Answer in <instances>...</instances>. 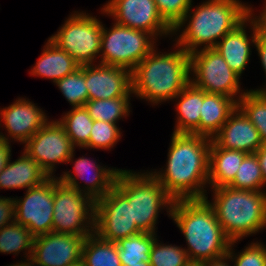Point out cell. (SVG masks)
Wrapping results in <instances>:
<instances>
[{
    "mask_svg": "<svg viewBox=\"0 0 266 266\" xmlns=\"http://www.w3.org/2000/svg\"><path fill=\"white\" fill-rule=\"evenodd\" d=\"M171 136L166 168L150 173L174 200L204 199L209 185L212 138L175 133Z\"/></svg>",
    "mask_w": 266,
    "mask_h": 266,
    "instance_id": "6da1fadb",
    "label": "cell"
},
{
    "mask_svg": "<svg viewBox=\"0 0 266 266\" xmlns=\"http://www.w3.org/2000/svg\"><path fill=\"white\" fill-rule=\"evenodd\" d=\"M249 6L240 0H207L194 10L191 5L173 28L175 36L185 27L174 41L188 54L214 48L226 34L249 17Z\"/></svg>",
    "mask_w": 266,
    "mask_h": 266,
    "instance_id": "7a4b0ae2",
    "label": "cell"
},
{
    "mask_svg": "<svg viewBox=\"0 0 266 266\" xmlns=\"http://www.w3.org/2000/svg\"><path fill=\"white\" fill-rule=\"evenodd\" d=\"M174 45L177 49L169 53L154 48L131 71L133 95L158 105L172 101L190 83V54Z\"/></svg>",
    "mask_w": 266,
    "mask_h": 266,
    "instance_id": "3957f363",
    "label": "cell"
},
{
    "mask_svg": "<svg viewBox=\"0 0 266 266\" xmlns=\"http://www.w3.org/2000/svg\"><path fill=\"white\" fill-rule=\"evenodd\" d=\"M170 218L186 239L190 262L203 263L227 255L231 241L205 198L174 200Z\"/></svg>",
    "mask_w": 266,
    "mask_h": 266,
    "instance_id": "277c9868",
    "label": "cell"
},
{
    "mask_svg": "<svg viewBox=\"0 0 266 266\" xmlns=\"http://www.w3.org/2000/svg\"><path fill=\"white\" fill-rule=\"evenodd\" d=\"M213 207L225 236L230 241L258 233L266 228V192L233 189L229 186L212 188ZM265 227V228H264Z\"/></svg>",
    "mask_w": 266,
    "mask_h": 266,
    "instance_id": "5b68a950",
    "label": "cell"
},
{
    "mask_svg": "<svg viewBox=\"0 0 266 266\" xmlns=\"http://www.w3.org/2000/svg\"><path fill=\"white\" fill-rule=\"evenodd\" d=\"M115 186L128 198L131 204L132 222L141 232L156 233L159 211L167 209L171 215L174 199L161 183L148 172L120 169Z\"/></svg>",
    "mask_w": 266,
    "mask_h": 266,
    "instance_id": "8992f818",
    "label": "cell"
},
{
    "mask_svg": "<svg viewBox=\"0 0 266 266\" xmlns=\"http://www.w3.org/2000/svg\"><path fill=\"white\" fill-rule=\"evenodd\" d=\"M148 32L114 23L111 29L102 24L101 51L98 63L132 71L156 46Z\"/></svg>",
    "mask_w": 266,
    "mask_h": 266,
    "instance_id": "52a82bcc",
    "label": "cell"
},
{
    "mask_svg": "<svg viewBox=\"0 0 266 266\" xmlns=\"http://www.w3.org/2000/svg\"><path fill=\"white\" fill-rule=\"evenodd\" d=\"M102 22L95 16L75 11L49 39L80 65L97 63L101 51Z\"/></svg>",
    "mask_w": 266,
    "mask_h": 266,
    "instance_id": "ba28073f",
    "label": "cell"
},
{
    "mask_svg": "<svg viewBox=\"0 0 266 266\" xmlns=\"http://www.w3.org/2000/svg\"><path fill=\"white\" fill-rule=\"evenodd\" d=\"M53 232L89 236L94 233L95 201L54 177Z\"/></svg>",
    "mask_w": 266,
    "mask_h": 266,
    "instance_id": "9c48e42d",
    "label": "cell"
},
{
    "mask_svg": "<svg viewBox=\"0 0 266 266\" xmlns=\"http://www.w3.org/2000/svg\"><path fill=\"white\" fill-rule=\"evenodd\" d=\"M190 75H193L190 83L196 88L206 93L228 96L237 102L247 91L241 90V77L214 48L201 49L190 54Z\"/></svg>",
    "mask_w": 266,
    "mask_h": 266,
    "instance_id": "30bf717a",
    "label": "cell"
},
{
    "mask_svg": "<svg viewBox=\"0 0 266 266\" xmlns=\"http://www.w3.org/2000/svg\"><path fill=\"white\" fill-rule=\"evenodd\" d=\"M24 152L39 164L48 177H55L56 164L73 163L75 146L58 120H48L25 143Z\"/></svg>",
    "mask_w": 266,
    "mask_h": 266,
    "instance_id": "8fae6325",
    "label": "cell"
},
{
    "mask_svg": "<svg viewBox=\"0 0 266 266\" xmlns=\"http://www.w3.org/2000/svg\"><path fill=\"white\" fill-rule=\"evenodd\" d=\"M94 233L104 240L117 243L120 239L141 233L132 222L131 204L114 185L95 201Z\"/></svg>",
    "mask_w": 266,
    "mask_h": 266,
    "instance_id": "7c38bea8",
    "label": "cell"
},
{
    "mask_svg": "<svg viewBox=\"0 0 266 266\" xmlns=\"http://www.w3.org/2000/svg\"><path fill=\"white\" fill-rule=\"evenodd\" d=\"M101 13L113 17L117 24L148 32L157 40L173 35V28L162 18L154 0H109Z\"/></svg>",
    "mask_w": 266,
    "mask_h": 266,
    "instance_id": "4fadbf2b",
    "label": "cell"
},
{
    "mask_svg": "<svg viewBox=\"0 0 266 266\" xmlns=\"http://www.w3.org/2000/svg\"><path fill=\"white\" fill-rule=\"evenodd\" d=\"M54 177L26 190L24 198L15 200V221L24 225L35 237L53 228Z\"/></svg>",
    "mask_w": 266,
    "mask_h": 266,
    "instance_id": "5bb4252c",
    "label": "cell"
},
{
    "mask_svg": "<svg viewBox=\"0 0 266 266\" xmlns=\"http://www.w3.org/2000/svg\"><path fill=\"white\" fill-rule=\"evenodd\" d=\"M87 236L49 232L36 236L29 264L32 266H72L81 263Z\"/></svg>",
    "mask_w": 266,
    "mask_h": 266,
    "instance_id": "9a60e30c",
    "label": "cell"
},
{
    "mask_svg": "<svg viewBox=\"0 0 266 266\" xmlns=\"http://www.w3.org/2000/svg\"><path fill=\"white\" fill-rule=\"evenodd\" d=\"M0 116V122L4 123L0 126L4 125L8 133L0 132V138L20 144H25L49 119L42 109L26 98H18L13 104L1 108Z\"/></svg>",
    "mask_w": 266,
    "mask_h": 266,
    "instance_id": "2e32d148",
    "label": "cell"
},
{
    "mask_svg": "<svg viewBox=\"0 0 266 266\" xmlns=\"http://www.w3.org/2000/svg\"><path fill=\"white\" fill-rule=\"evenodd\" d=\"M88 100L131 97V71L123 67L103 65H83Z\"/></svg>",
    "mask_w": 266,
    "mask_h": 266,
    "instance_id": "e0dca14e",
    "label": "cell"
},
{
    "mask_svg": "<svg viewBox=\"0 0 266 266\" xmlns=\"http://www.w3.org/2000/svg\"><path fill=\"white\" fill-rule=\"evenodd\" d=\"M73 174L70 171H65L58 180L68 185L73 189H77L79 192L87 194L94 201L102 198L107 192H109L115 185V180L120 169L108 168L97 164L96 161L90 160L84 156L75 159ZM90 174L89 179H86L85 174ZM75 174V175H74ZM78 178L84 180V187L81 189Z\"/></svg>",
    "mask_w": 266,
    "mask_h": 266,
    "instance_id": "ac0fdd59",
    "label": "cell"
},
{
    "mask_svg": "<svg viewBox=\"0 0 266 266\" xmlns=\"http://www.w3.org/2000/svg\"><path fill=\"white\" fill-rule=\"evenodd\" d=\"M212 141L219 148L243 151L247 154L256 153L263 145L259 131L238 107Z\"/></svg>",
    "mask_w": 266,
    "mask_h": 266,
    "instance_id": "d6986e66",
    "label": "cell"
},
{
    "mask_svg": "<svg viewBox=\"0 0 266 266\" xmlns=\"http://www.w3.org/2000/svg\"><path fill=\"white\" fill-rule=\"evenodd\" d=\"M247 26H250L249 29L253 32L251 36L245 30L248 28ZM257 33L256 23L248 17L235 30L226 34L214 47L229 67L239 76L242 75L249 63L252 52L251 46L255 45Z\"/></svg>",
    "mask_w": 266,
    "mask_h": 266,
    "instance_id": "ffe728a7",
    "label": "cell"
},
{
    "mask_svg": "<svg viewBox=\"0 0 266 266\" xmlns=\"http://www.w3.org/2000/svg\"><path fill=\"white\" fill-rule=\"evenodd\" d=\"M15 161L9 160L0 173V189L26 190L39 186L49 177L39 164L29 157L24 151Z\"/></svg>",
    "mask_w": 266,
    "mask_h": 266,
    "instance_id": "44dd1931",
    "label": "cell"
},
{
    "mask_svg": "<svg viewBox=\"0 0 266 266\" xmlns=\"http://www.w3.org/2000/svg\"><path fill=\"white\" fill-rule=\"evenodd\" d=\"M79 67L80 65L73 57L48 39L43 52L29 73L36 77L50 79L55 84Z\"/></svg>",
    "mask_w": 266,
    "mask_h": 266,
    "instance_id": "7402d4cb",
    "label": "cell"
},
{
    "mask_svg": "<svg viewBox=\"0 0 266 266\" xmlns=\"http://www.w3.org/2000/svg\"><path fill=\"white\" fill-rule=\"evenodd\" d=\"M237 107L238 102L233 98L203 91L199 135L213 138Z\"/></svg>",
    "mask_w": 266,
    "mask_h": 266,
    "instance_id": "603a6c76",
    "label": "cell"
},
{
    "mask_svg": "<svg viewBox=\"0 0 266 266\" xmlns=\"http://www.w3.org/2000/svg\"><path fill=\"white\" fill-rule=\"evenodd\" d=\"M173 99L178 101L175 105L177 119L173 133L199 135L203 90L189 83Z\"/></svg>",
    "mask_w": 266,
    "mask_h": 266,
    "instance_id": "cb8c5ba5",
    "label": "cell"
},
{
    "mask_svg": "<svg viewBox=\"0 0 266 266\" xmlns=\"http://www.w3.org/2000/svg\"><path fill=\"white\" fill-rule=\"evenodd\" d=\"M247 153L219 148L213 141L209 151V186H228L235 178L238 168Z\"/></svg>",
    "mask_w": 266,
    "mask_h": 266,
    "instance_id": "d4e9b609",
    "label": "cell"
},
{
    "mask_svg": "<svg viewBox=\"0 0 266 266\" xmlns=\"http://www.w3.org/2000/svg\"><path fill=\"white\" fill-rule=\"evenodd\" d=\"M156 233L139 234L120 239L117 242L118 256L122 266H151L150 253Z\"/></svg>",
    "mask_w": 266,
    "mask_h": 266,
    "instance_id": "484cf974",
    "label": "cell"
},
{
    "mask_svg": "<svg viewBox=\"0 0 266 266\" xmlns=\"http://www.w3.org/2000/svg\"><path fill=\"white\" fill-rule=\"evenodd\" d=\"M82 266H122L118 256V245L107 241L96 233L86 237L82 250Z\"/></svg>",
    "mask_w": 266,
    "mask_h": 266,
    "instance_id": "4316f807",
    "label": "cell"
},
{
    "mask_svg": "<svg viewBox=\"0 0 266 266\" xmlns=\"http://www.w3.org/2000/svg\"><path fill=\"white\" fill-rule=\"evenodd\" d=\"M35 236L24 226L16 221L0 229V253L18 255L26 251L25 261L10 264L8 266H20L29 263Z\"/></svg>",
    "mask_w": 266,
    "mask_h": 266,
    "instance_id": "83f0119b",
    "label": "cell"
},
{
    "mask_svg": "<svg viewBox=\"0 0 266 266\" xmlns=\"http://www.w3.org/2000/svg\"><path fill=\"white\" fill-rule=\"evenodd\" d=\"M59 120L75 147L83 148L88 143L94 120L85 107L71 108Z\"/></svg>",
    "mask_w": 266,
    "mask_h": 266,
    "instance_id": "f1b7e54d",
    "label": "cell"
},
{
    "mask_svg": "<svg viewBox=\"0 0 266 266\" xmlns=\"http://www.w3.org/2000/svg\"><path fill=\"white\" fill-rule=\"evenodd\" d=\"M238 108L259 131L262 144H266V90H247L238 100Z\"/></svg>",
    "mask_w": 266,
    "mask_h": 266,
    "instance_id": "f546056e",
    "label": "cell"
},
{
    "mask_svg": "<svg viewBox=\"0 0 266 266\" xmlns=\"http://www.w3.org/2000/svg\"><path fill=\"white\" fill-rule=\"evenodd\" d=\"M130 97L88 100L84 107L93 120L117 124L121 118L130 114Z\"/></svg>",
    "mask_w": 266,
    "mask_h": 266,
    "instance_id": "4dcf8cb0",
    "label": "cell"
},
{
    "mask_svg": "<svg viewBox=\"0 0 266 266\" xmlns=\"http://www.w3.org/2000/svg\"><path fill=\"white\" fill-rule=\"evenodd\" d=\"M233 189L266 191L261 167L256 153L247 154L234 180L228 185Z\"/></svg>",
    "mask_w": 266,
    "mask_h": 266,
    "instance_id": "1f68e13d",
    "label": "cell"
},
{
    "mask_svg": "<svg viewBox=\"0 0 266 266\" xmlns=\"http://www.w3.org/2000/svg\"><path fill=\"white\" fill-rule=\"evenodd\" d=\"M54 85L59 88L72 108L84 107L88 101V89L86 87L85 75L83 74V65L71 74L58 80Z\"/></svg>",
    "mask_w": 266,
    "mask_h": 266,
    "instance_id": "d6a6232c",
    "label": "cell"
},
{
    "mask_svg": "<svg viewBox=\"0 0 266 266\" xmlns=\"http://www.w3.org/2000/svg\"><path fill=\"white\" fill-rule=\"evenodd\" d=\"M121 131L117 124L94 120L88 143L82 149H102L113 148L121 138Z\"/></svg>",
    "mask_w": 266,
    "mask_h": 266,
    "instance_id": "836d02e7",
    "label": "cell"
},
{
    "mask_svg": "<svg viewBox=\"0 0 266 266\" xmlns=\"http://www.w3.org/2000/svg\"><path fill=\"white\" fill-rule=\"evenodd\" d=\"M190 263L185 248L162 244L155 239L150 253L151 266H188Z\"/></svg>",
    "mask_w": 266,
    "mask_h": 266,
    "instance_id": "e575fe53",
    "label": "cell"
},
{
    "mask_svg": "<svg viewBox=\"0 0 266 266\" xmlns=\"http://www.w3.org/2000/svg\"><path fill=\"white\" fill-rule=\"evenodd\" d=\"M238 241H231L227 255L234 263L233 266H266V246L261 242H252L239 254L234 253V245Z\"/></svg>",
    "mask_w": 266,
    "mask_h": 266,
    "instance_id": "d590c367",
    "label": "cell"
},
{
    "mask_svg": "<svg viewBox=\"0 0 266 266\" xmlns=\"http://www.w3.org/2000/svg\"><path fill=\"white\" fill-rule=\"evenodd\" d=\"M162 18L174 28L192 5V0H154Z\"/></svg>",
    "mask_w": 266,
    "mask_h": 266,
    "instance_id": "8d00e7d4",
    "label": "cell"
},
{
    "mask_svg": "<svg viewBox=\"0 0 266 266\" xmlns=\"http://www.w3.org/2000/svg\"><path fill=\"white\" fill-rule=\"evenodd\" d=\"M15 222V200L14 197L0 196V229Z\"/></svg>",
    "mask_w": 266,
    "mask_h": 266,
    "instance_id": "74e56055",
    "label": "cell"
},
{
    "mask_svg": "<svg viewBox=\"0 0 266 266\" xmlns=\"http://www.w3.org/2000/svg\"><path fill=\"white\" fill-rule=\"evenodd\" d=\"M254 46L257 50L258 56L260 57L261 65L266 75V36H263L258 32ZM254 90H266V88H259Z\"/></svg>",
    "mask_w": 266,
    "mask_h": 266,
    "instance_id": "f35d334b",
    "label": "cell"
},
{
    "mask_svg": "<svg viewBox=\"0 0 266 266\" xmlns=\"http://www.w3.org/2000/svg\"><path fill=\"white\" fill-rule=\"evenodd\" d=\"M264 3L265 8H263L262 12L258 16L254 15V10L251 6H249V17L256 23L258 32L261 35L266 36V2Z\"/></svg>",
    "mask_w": 266,
    "mask_h": 266,
    "instance_id": "ab89813d",
    "label": "cell"
},
{
    "mask_svg": "<svg viewBox=\"0 0 266 266\" xmlns=\"http://www.w3.org/2000/svg\"><path fill=\"white\" fill-rule=\"evenodd\" d=\"M11 143L8 140L0 138V173L11 159Z\"/></svg>",
    "mask_w": 266,
    "mask_h": 266,
    "instance_id": "60d3db41",
    "label": "cell"
},
{
    "mask_svg": "<svg viewBox=\"0 0 266 266\" xmlns=\"http://www.w3.org/2000/svg\"><path fill=\"white\" fill-rule=\"evenodd\" d=\"M261 167L264 184L266 185V144L262 145L256 152Z\"/></svg>",
    "mask_w": 266,
    "mask_h": 266,
    "instance_id": "b9f144b4",
    "label": "cell"
},
{
    "mask_svg": "<svg viewBox=\"0 0 266 266\" xmlns=\"http://www.w3.org/2000/svg\"><path fill=\"white\" fill-rule=\"evenodd\" d=\"M230 258L228 255H225L218 259H213L210 261H206V266H231L228 262Z\"/></svg>",
    "mask_w": 266,
    "mask_h": 266,
    "instance_id": "7bdbcfd3",
    "label": "cell"
},
{
    "mask_svg": "<svg viewBox=\"0 0 266 266\" xmlns=\"http://www.w3.org/2000/svg\"><path fill=\"white\" fill-rule=\"evenodd\" d=\"M188 266H206V262H191Z\"/></svg>",
    "mask_w": 266,
    "mask_h": 266,
    "instance_id": "ee69618b",
    "label": "cell"
}]
</instances>
